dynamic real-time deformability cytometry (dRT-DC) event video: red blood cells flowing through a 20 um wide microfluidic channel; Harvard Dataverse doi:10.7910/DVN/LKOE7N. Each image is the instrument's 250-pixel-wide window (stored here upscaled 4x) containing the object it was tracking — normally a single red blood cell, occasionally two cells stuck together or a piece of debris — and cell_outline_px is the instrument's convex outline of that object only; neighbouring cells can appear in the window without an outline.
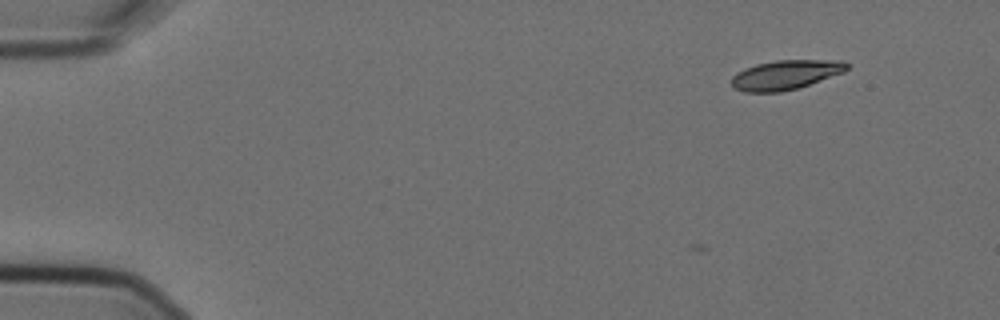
{"species": "Egyptian fruit bat (a non-hibernating species)", "species_latin": "Rousettus aegyptiacus", "temperature_condition": "cold", "stored_images_in_passage": 2, "camera_frame_rate_fps": 3000, "um_per_image_px": 0.085, "animal": {"sex": "female"}, "frame": {"image": 1, "passage_image": 2, "time_ms": 0.333, "image_size_px": [1000, 320], "cell_outline_px": [[848, 68], [844, 72], [796, 88], [780, 92], [744, 92], [732, 88], [732, 76], [736, 72], [744, 68], [756, 64], [776, 60], [840, 60], [848, 64]], "centroid_in_image_um": [66.72, 6.35], "position_along_channel_um": 18.3, "area_um2": 19.71}}